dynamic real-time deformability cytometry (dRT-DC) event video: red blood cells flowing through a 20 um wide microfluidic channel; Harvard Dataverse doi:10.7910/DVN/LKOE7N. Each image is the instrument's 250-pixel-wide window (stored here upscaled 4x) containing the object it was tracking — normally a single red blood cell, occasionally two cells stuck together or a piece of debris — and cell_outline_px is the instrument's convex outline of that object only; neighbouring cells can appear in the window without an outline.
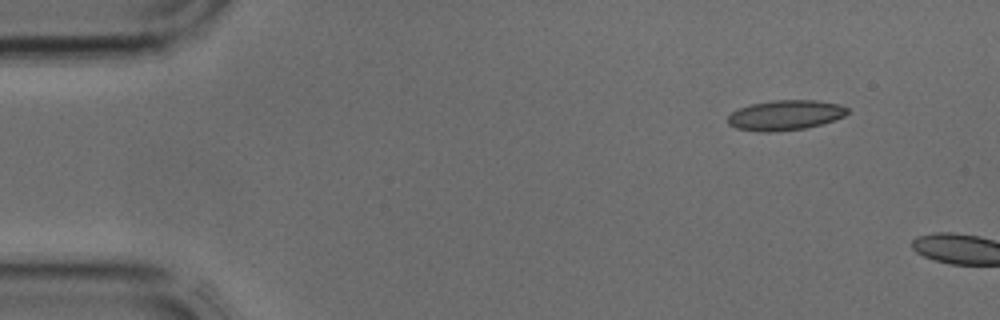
{"species": "common noctule bat (a hibernating species)", "species_latin": "Nyctalus noctula", "temperature_condition": "cold", "stored_images_in_passage": 2, "camera_frame_rate_fps": 3000, "um_per_image_px": 0.085, "animal": {"sex": "male", "body_mass_g": 17.9, "forearm_length_mm": 54.2}, "frame": {"image": 1, "passage_image": 1, "time_ms": 0.0, "image_size_px": [1000, 320], "cell_outline_px": [[848, 112], [844, 116], [820, 124], [804, 128], [768, 132], [760, 132], [736, 128], [728, 124], [728, 116], [732, 112], [740, 108], [752, 104], [776, 100], [816, 100], [840, 104], [848, 108]], "centroid_in_image_um": [66.74, 9.78], "position_along_channel_um": 18.3, "area_um2": 20.69}}